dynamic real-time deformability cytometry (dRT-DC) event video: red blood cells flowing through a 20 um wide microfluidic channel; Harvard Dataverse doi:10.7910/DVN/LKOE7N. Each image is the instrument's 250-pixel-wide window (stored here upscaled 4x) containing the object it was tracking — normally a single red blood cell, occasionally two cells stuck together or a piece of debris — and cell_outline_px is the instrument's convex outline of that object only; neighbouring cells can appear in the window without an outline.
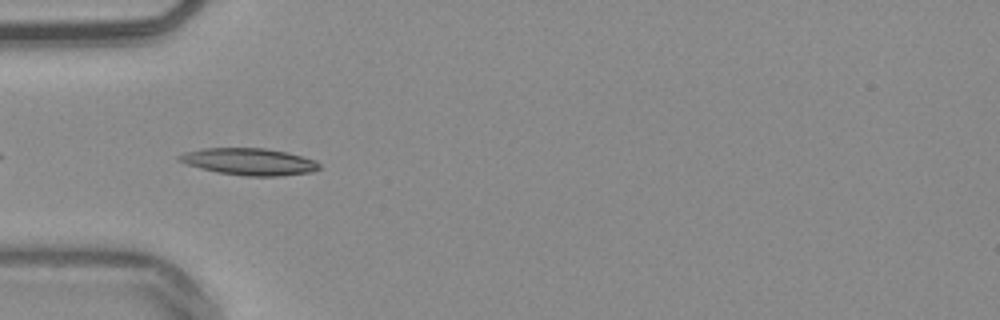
{"species": "common noctule bat (a hibernating species)", "species_latin": "Nyctalus noctula", "temperature_condition": "warm", "stored_images_in_passage": 6, "camera_frame_rate_fps": 3000, "um_per_image_px": 0.085, "animal": {"sex": "male", "body_mass_g": 20.4}, "frame": {"image": 1, "passage_image": 3, "time_ms": 0.667, "image_size_px": [1000, 320], "cell_outline_px": [[320, 168], [312, 172], [276, 176], [244, 176], [216, 172], [184, 164], [176, 160], [176, 156], [184, 152], [204, 148], [264, 148], [284, 152], [316, 160], [320, 164]], "centroid_in_image_um": [21.12, 13.74], "position_along_channel_um": 63.9, "area_um2": 22.02}}